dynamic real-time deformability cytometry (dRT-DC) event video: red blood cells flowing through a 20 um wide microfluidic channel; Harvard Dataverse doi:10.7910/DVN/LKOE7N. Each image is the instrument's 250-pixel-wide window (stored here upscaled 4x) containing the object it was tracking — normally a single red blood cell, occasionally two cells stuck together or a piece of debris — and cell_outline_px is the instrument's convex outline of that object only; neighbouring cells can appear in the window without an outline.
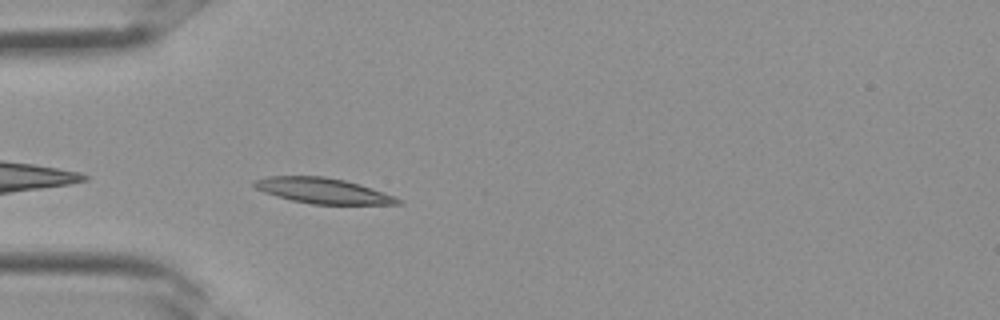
{"species": "Egyptian fruit bat (a non-hibernating species)", "species_latin": "Rousettus aegyptiacus", "temperature_condition": "room temperature", "stored_images_in_passage": 4, "camera_frame_rate_fps": 3000, "um_per_image_px": 0.085, "frame": {"image": 1, "passage_image": 4, "time_ms": 1.0, "image_size_px": [1000, 320], "cell_outline_px": [[404, 200], [400, 204], [312, 204], [292, 200], [276, 196], [264, 192], [256, 188], [252, 184], [252, 180], [268, 176], [324, 176], [344, 180], [360, 184], [372, 188]], "centroid_in_image_um": [27.42, 16.2], "position_along_channel_um": 57.6, "area_um2": 21.27}}